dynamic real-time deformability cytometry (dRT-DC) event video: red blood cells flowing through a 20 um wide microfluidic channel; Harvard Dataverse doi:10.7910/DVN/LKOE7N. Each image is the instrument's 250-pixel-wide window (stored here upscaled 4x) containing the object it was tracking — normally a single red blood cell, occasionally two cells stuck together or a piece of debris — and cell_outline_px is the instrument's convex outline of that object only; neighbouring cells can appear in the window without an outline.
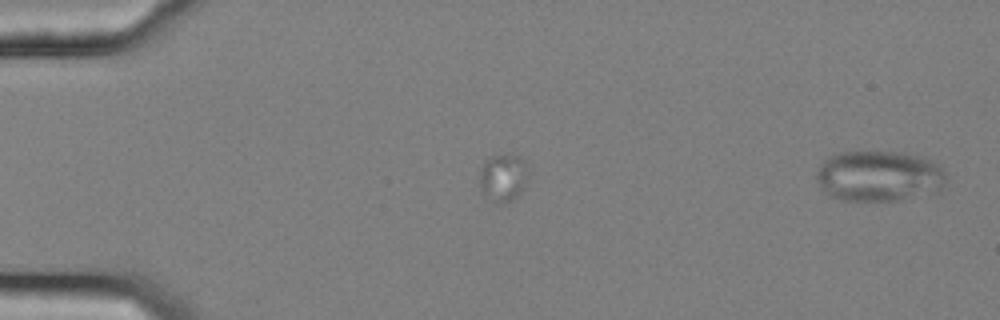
{"species": "common noctule bat (a hibernating species)", "species_latin": "Nyctalus noctula", "temperature_condition": "cold", "stored_images_in_passage": 14, "camera_frame_rate_fps": 3000, "um_per_image_px": 0.085, "animal": {"sex": "female", "body_mass_g": 25.1}, "frame": {"image": 1, "passage_image": 14, "time_ms": 4.333, "image_size_px": [1000, 320], "cell_outline_px": [[944, 184], [940, 192], [900, 200], [844, 200], [832, 196], [816, 180], [816, 172], [820, 164], [828, 156], [840, 152], [900, 152], [916, 156], [928, 160], [936, 164], [944, 172]], "centroid_in_image_um": [74.71, 14.97], "position_along_channel_um": 10.3, "area_um2": 37.97}}